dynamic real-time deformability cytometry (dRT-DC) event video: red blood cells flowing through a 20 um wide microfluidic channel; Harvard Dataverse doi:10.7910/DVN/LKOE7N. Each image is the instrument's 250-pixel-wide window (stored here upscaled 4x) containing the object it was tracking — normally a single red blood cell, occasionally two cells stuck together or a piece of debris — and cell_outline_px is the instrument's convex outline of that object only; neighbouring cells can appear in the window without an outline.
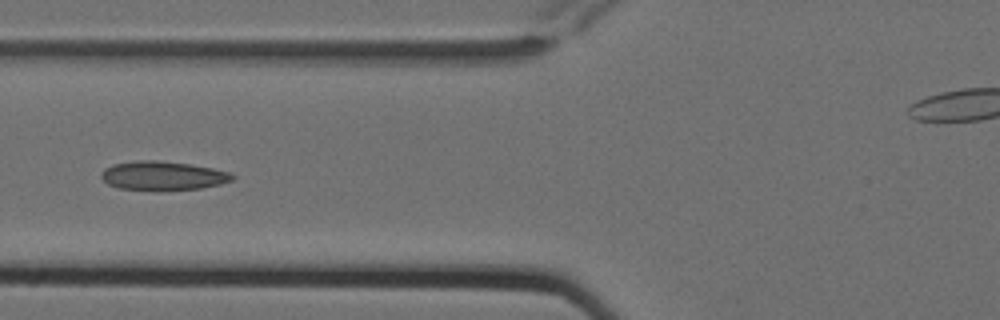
{"species": "Egyptian fruit bat (a non-hibernating species)", "species_latin": "Rousettus aegyptiacus", "temperature_condition": "cold", "stored_images_in_passage": 10, "camera_frame_rate_fps": 3000, "um_per_image_px": 0.085, "animal": {"sex": "female"}, "frame": {"image": 1, "passage_image": 6, "time_ms": 1.667, "image_size_px": [1000, 320], "cell_outline_px": [[236, 176], [232, 180], [220, 184], [200, 188], [120, 188], [108, 184], [100, 176], [100, 172], [104, 168], [112, 164], [136, 160], [156, 160], [188, 164], [212, 168], [232, 172]], "centroid_in_image_um": [13.84, 14.89], "position_along_channel_um": 112.0, "area_um2": 21.44}}
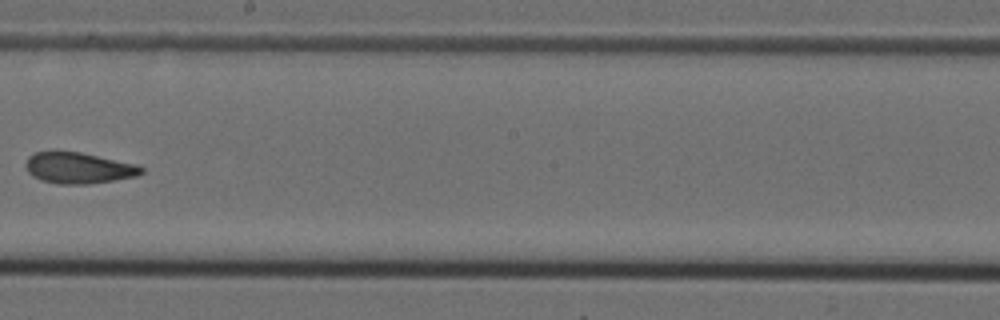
{"frame": {"image": 2, "passage_image": 9, "time_ms": 2.667, "image_size_px": [1000, 320], "cell_outline_px": [[144, 172], [136, 176], [88, 184], [56, 184], [40, 180], [32, 176], [28, 172], [24, 164], [28, 156], [36, 152], [80, 152], [136, 164], [144, 168]], "centroid_in_image_um": [6.65, 14.29], "position_along_channel_um": 241.6, "area_um2": 20.87}}
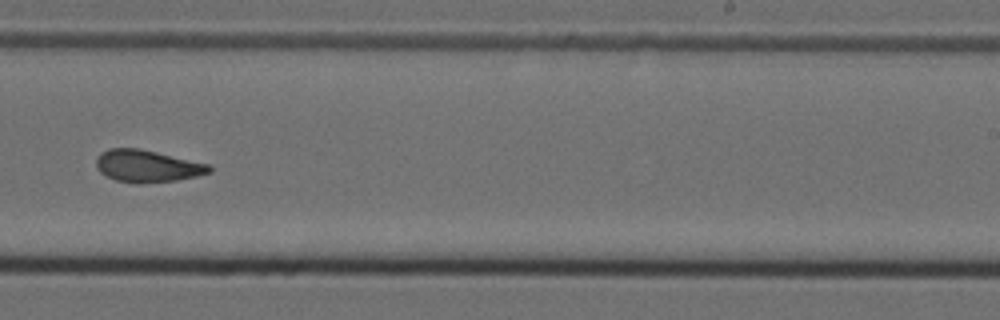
{"frame": {"image": 3, "passage_image": 10, "time_ms": 3.0, "image_size_px": [1000, 320], "cell_outline_px": [[212, 172], [196, 176], [176, 180], [136, 184], [116, 180], [100, 172], [96, 168], [96, 160], [100, 152], [108, 148], [140, 148], [208, 164], [212, 168]], "centroid_in_image_um": [12.49, 14.11], "position_along_channel_um": 276.5, "area_um2": 21.15}}